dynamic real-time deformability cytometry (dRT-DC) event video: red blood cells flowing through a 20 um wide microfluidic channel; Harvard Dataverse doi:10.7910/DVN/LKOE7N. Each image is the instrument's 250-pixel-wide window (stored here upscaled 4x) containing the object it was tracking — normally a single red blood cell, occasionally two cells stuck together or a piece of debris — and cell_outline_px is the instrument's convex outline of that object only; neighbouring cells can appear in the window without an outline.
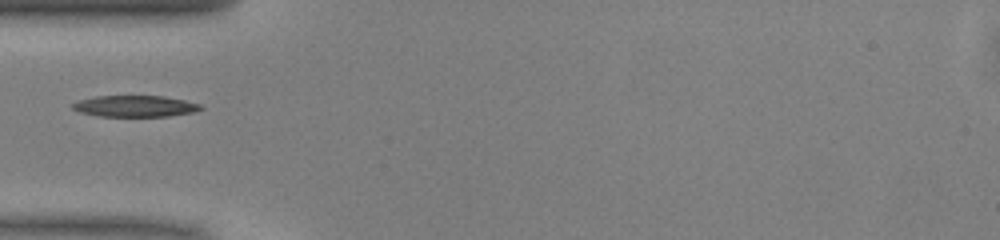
{"species": "common noctule bat (a hibernating species)", "species_latin": "Nyctalus noctula", "temperature_condition": "warm", "stored_images_in_passage": 34, "camera_frame_rate_fps": 3000, "um_per_image_px": 0.085, "animal": {"sex": "male", "body_mass_g": 13.0, "forearm_length_mm": 53.1}, "frame": {"image": 1, "passage_image": 1, "time_ms": 0.0, "image_size_px": [1000, 240], "cell_outline_px": [[204, 108], [192, 112], [168, 116], [100, 116], [80, 112], [72, 108], [72, 104], [80, 100], [96, 96], [164, 96], [184, 100], [200, 104]], "centroid_in_image_um": [11.49, 9.02], "position_along_channel_um": 73.5, "area_um2": 15.72}}
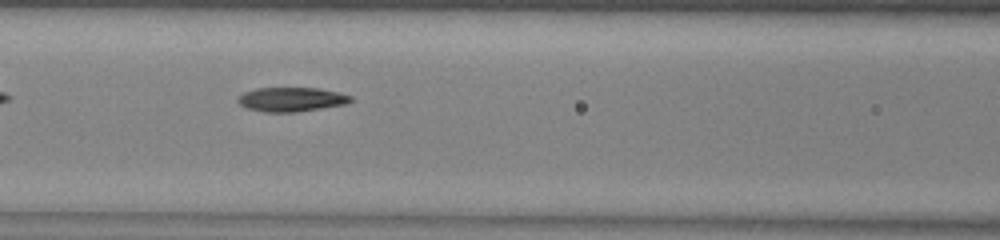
{"frame": {"image": 2, "passage_image": 6, "time_ms": 1.667, "image_size_px": [1000, 240], "cell_outline_px": [[352, 100], [348, 104], [296, 112], [264, 112], [248, 108], [240, 104], [236, 100], [236, 96], [244, 92], [256, 88], [320, 88], [340, 92], [352, 96]], "centroid_in_image_um": [24.78, 8.44], "position_along_channel_um": 141.8, "area_um2": 16.13}}
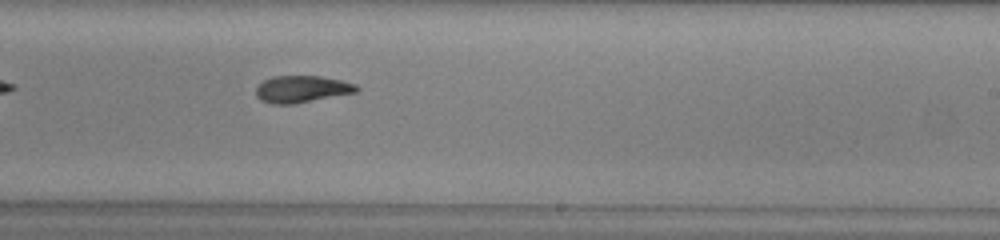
{"frame": {"image": 3, "passage_image": 15, "time_ms": 4.667, "image_size_px": [1000, 240], "cell_outline_px": [[360, 88], [356, 92], [292, 104], [272, 104], [260, 100], [256, 96], [256, 88], [264, 80], [272, 76], [320, 76], [340, 80], [356, 84]], "centroid_in_image_um": [25.63, 7.57], "position_along_channel_um": 263.4, "area_um2": 15.66}}